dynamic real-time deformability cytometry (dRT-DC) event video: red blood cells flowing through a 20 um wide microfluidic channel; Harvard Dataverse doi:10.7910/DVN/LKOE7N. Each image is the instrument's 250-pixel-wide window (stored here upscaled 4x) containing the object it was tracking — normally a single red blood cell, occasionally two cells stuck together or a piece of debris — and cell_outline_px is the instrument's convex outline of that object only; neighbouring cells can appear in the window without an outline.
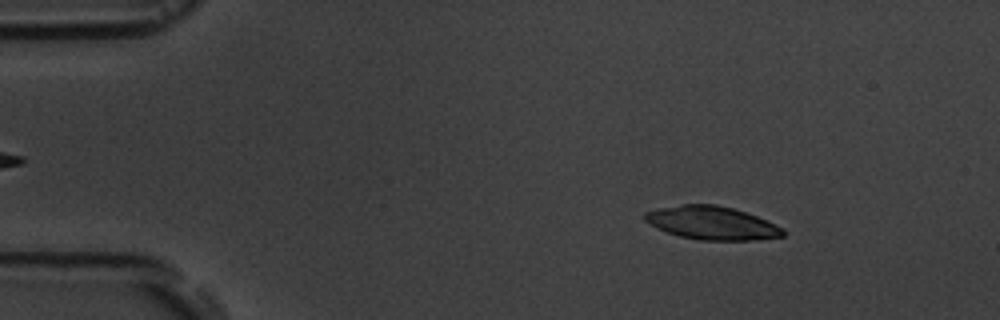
{"species": "common noctule bat (a hibernating species)", "species_latin": "Nyctalus noctula", "temperature_condition": "room temperature", "stored_images_in_passage": 5, "camera_frame_rate_fps": 3000, "um_per_image_px": 0.085, "animal": {"sex": "male", "body_mass_g": 19.5, "forearm_length_mm": 54.6}, "frame": {"image": 1, "passage_image": 1, "time_ms": 0.0, "image_size_px": [1000, 320], "cell_outline_px": [[784, 236], [752, 240], [700, 240], [680, 236], [668, 232], [644, 220], [644, 212], [656, 208], [680, 204], [716, 204], [732, 208], [756, 216], [784, 228]], "centroid_in_image_um": [60.5, 18.94], "position_along_channel_um": 24.5, "area_um2": 26.59}}
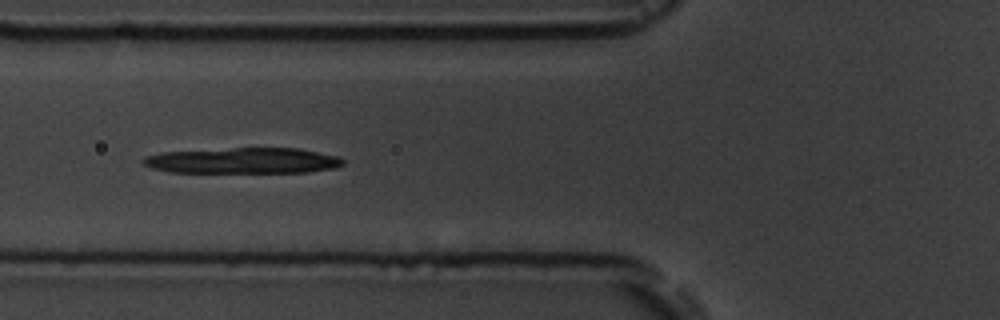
{"frame": {"image": 2, "passage_image": 5, "time_ms": 4.333, "image_size_px": [1000, 320], "cell_outline_px": [[344, 164], [336, 168], [308, 172], [168, 172], [152, 168], [140, 164], [140, 160], [144, 156], [160, 152], [232, 148], [300, 148], [336, 156], [344, 160]], "centroid_in_image_um": [20.6, 13.65], "position_along_channel_um": 105.2, "area_um2": 30.23}}